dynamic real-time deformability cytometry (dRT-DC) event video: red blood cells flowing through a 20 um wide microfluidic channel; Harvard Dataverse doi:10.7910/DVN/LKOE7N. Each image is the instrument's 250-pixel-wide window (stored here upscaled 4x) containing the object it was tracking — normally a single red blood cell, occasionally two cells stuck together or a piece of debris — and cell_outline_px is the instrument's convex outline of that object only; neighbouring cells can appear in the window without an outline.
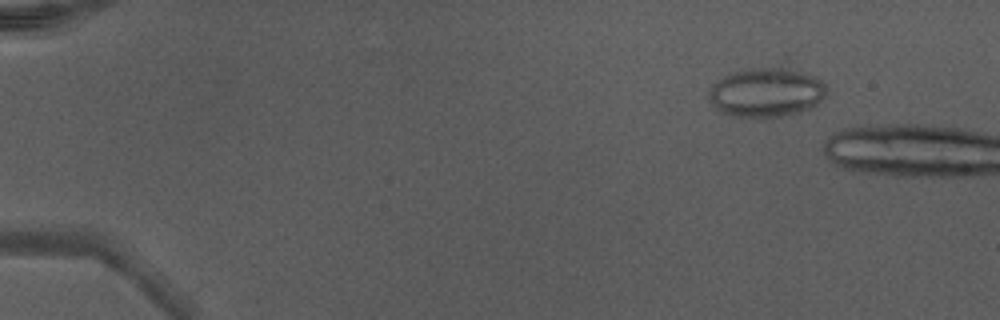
{"species": "Egyptian fruit bat (a non-hibernating species)", "species_latin": "Rousettus aegyptiacus", "temperature_condition": "warm", "stored_images_in_passage": 11, "camera_frame_rate_fps": 3000, "um_per_image_px": 0.085, "animal": {"sex": "male"}, "frame": {"image": 1, "passage_image": 7, "time_ms": 2.0, "image_size_px": [1000, 320], "cell_outline_px": [[828, 92], [816, 104], [808, 108], [796, 112], [768, 120], [736, 116], [724, 112], [716, 108], [712, 104], [708, 96], [708, 92], [712, 84], [716, 80], [732, 72], [752, 68], [780, 68], [800, 72], [816, 76], [824, 84]], "centroid_in_image_um": [65.1, 7.88], "position_along_channel_um": 19.9, "area_um2": 33.7}}